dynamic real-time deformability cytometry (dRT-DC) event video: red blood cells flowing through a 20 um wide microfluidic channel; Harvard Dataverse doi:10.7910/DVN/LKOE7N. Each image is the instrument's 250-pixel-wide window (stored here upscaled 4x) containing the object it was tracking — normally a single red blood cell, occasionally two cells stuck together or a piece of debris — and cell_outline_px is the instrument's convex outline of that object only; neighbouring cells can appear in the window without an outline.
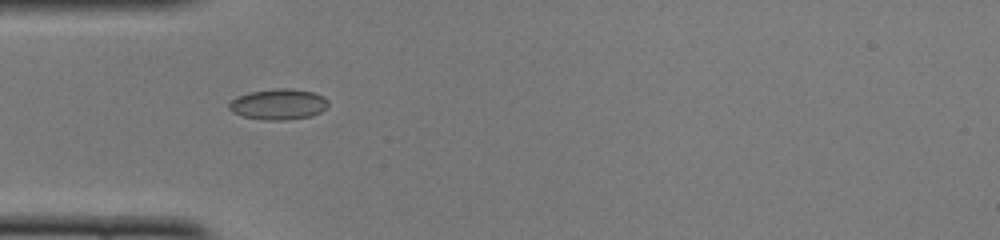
{"species": "common noctule bat (a hibernating species)", "species_latin": "Nyctalus noctula", "temperature_condition": "cold", "stored_images_in_passage": 28, "camera_frame_rate_fps": 3000, "um_per_image_px": 0.085, "animal": {"sex": "female", "body_mass_g": 22.0, "forearm_length_mm": 56.7}, "frame": {"image": 1, "passage_image": 1, "time_ms": 0.0, "image_size_px": [1000, 240], "cell_outline_px": [[328, 104], [320, 112], [312, 116], [284, 120], [264, 120], [240, 116], [232, 112], [228, 108], [228, 104], [236, 96], [252, 92], [276, 88], [288, 88], [312, 92], [324, 96], [328, 100]], "centroid_in_image_um": [23.64, 8.87], "position_along_channel_um": 61.4, "area_um2": 17.8}}
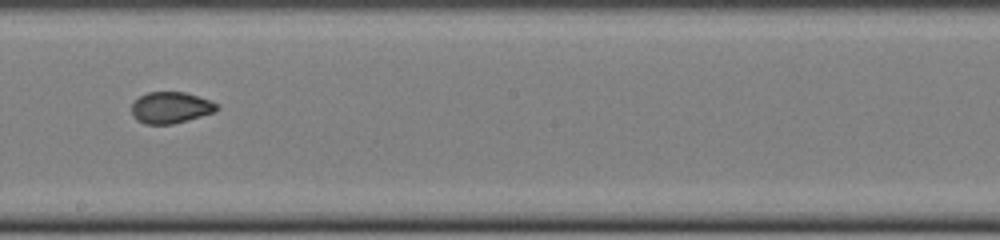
{"frame": {"image": 2, "passage_image": 14, "time_ms": 4.333, "image_size_px": [1000, 240], "cell_outline_px": [[220, 108], [216, 112], [172, 124], [144, 124], [136, 120], [132, 116], [132, 104], [140, 96], [148, 92], [184, 92], [208, 100], [216, 104]], "centroid_in_image_um": [14.49, 9.16], "position_along_channel_um": 233.7, "area_um2": 15.49}}
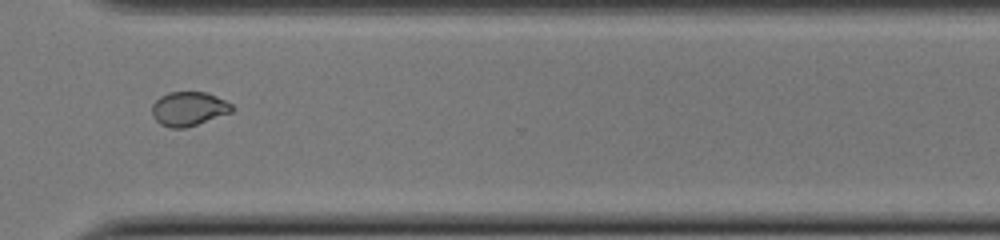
{"frame": {"image": 3, "passage_image": 23, "time_ms": 7.333, "image_size_px": [1000, 240], "cell_outline_px": [[236, 108], [232, 112], [184, 128], [172, 128], [160, 124], [152, 116], [152, 104], [160, 96], [168, 92], [208, 92], [232, 104]], "centroid_in_image_um": [16.04, 9.23], "position_along_channel_um": 354.6, "area_um2": 15.9}, "authors_computed_cell_mechanics": {"area_um2": 16.1551, "velocity_mm_per_s": 4.0138, "shape_relaxation_time_tau1_ms": null, "shape_relaxation_time_tau2_ms": 1.7709, "deformation_change_tau1": null, "deformation_change_tau2": 0.0505}}